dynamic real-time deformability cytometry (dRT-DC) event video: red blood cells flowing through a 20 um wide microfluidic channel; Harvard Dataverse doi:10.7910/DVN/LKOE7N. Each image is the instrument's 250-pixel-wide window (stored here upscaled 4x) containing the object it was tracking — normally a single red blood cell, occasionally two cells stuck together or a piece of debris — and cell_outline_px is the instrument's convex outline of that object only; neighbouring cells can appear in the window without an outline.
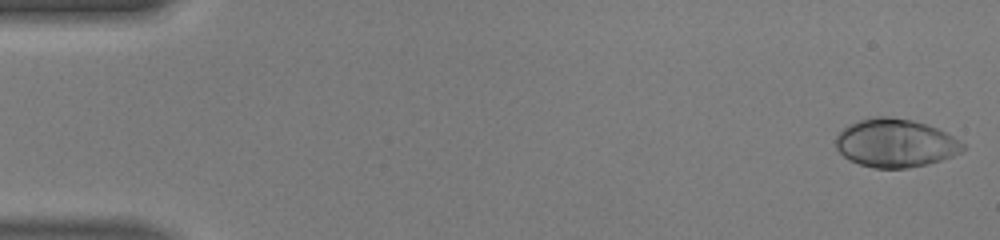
{"species": "human", "species_latin": "Homo sapiens", "temperature_condition": "warm", "stored_images_in_passage": 46, "camera_frame_rate_fps": 3000, "um_per_image_px": 0.085, "donor": {"sex": "male"}, "frame": {"image": 1, "passage_image": 1, "time_ms": 0.0, "image_size_px": [1000, 240], "cell_outline_px": [[964, 148], [960, 152], [952, 156], [928, 164], [908, 168], [876, 168], [860, 164], [848, 160], [836, 148], [836, 136], [848, 124], [872, 116], [888, 116], [912, 120], [936, 128], [952, 136], [964, 144]], "centroid_in_image_um": [76.07, 12.16], "position_along_channel_um": 8.9, "area_um2": 35.55}}
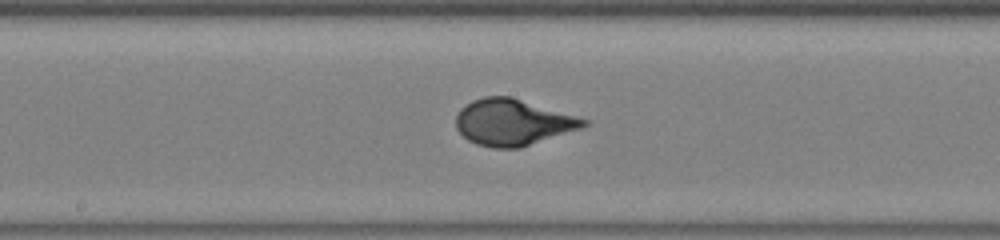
{"frame": {"image": 2, "passage_image": 26, "time_ms": 8.333, "image_size_px": [1000, 240], "cell_outline_px": [[592, 120], [584, 128], [520, 148], [492, 148], [476, 144], [468, 140], [456, 128], [456, 116], [460, 108], [472, 100], [484, 96], [512, 96]], "centroid_in_image_um": [43.64, 10.39], "position_along_channel_um": 204.6, "area_um2": 35.03}}
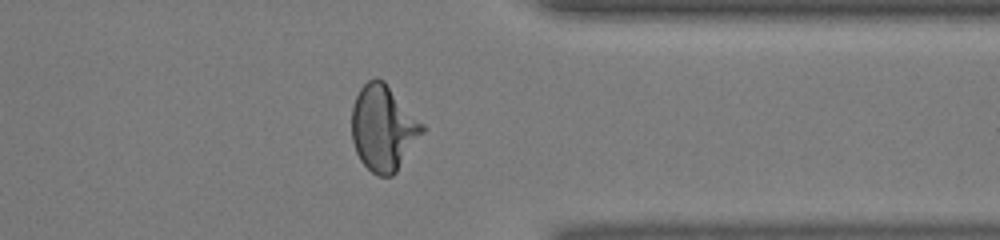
{"frame": {"image": 3, "passage_image": 39, "time_ms": 12.667, "image_size_px": [1000, 240], "cell_outline_px": [[428, 128], [396, 172], [392, 176], [376, 176], [360, 160], [356, 152], [352, 140], [352, 104], [360, 88], [368, 80], [376, 76], [384, 80]], "centroid_in_image_um": [32.6, 10.87], "position_along_channel_um": 378.8, "area_um2": 35.72}}